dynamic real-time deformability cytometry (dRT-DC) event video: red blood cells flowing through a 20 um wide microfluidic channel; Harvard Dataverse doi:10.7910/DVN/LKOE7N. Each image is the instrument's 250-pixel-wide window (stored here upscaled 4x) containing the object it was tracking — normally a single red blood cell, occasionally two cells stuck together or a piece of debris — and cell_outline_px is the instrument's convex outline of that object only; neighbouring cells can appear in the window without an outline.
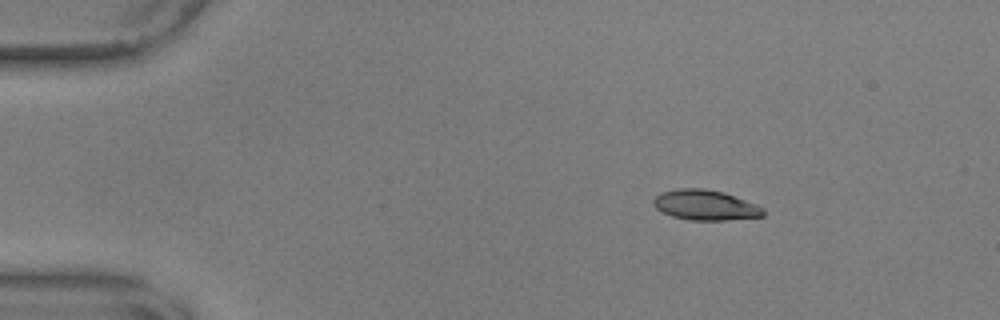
{"species": "common noctule bat (a hibernating species)", "species_latin": "Nyctalus noctula", "temperature_condition": "warm", "stored_images_in_passage": 6, "camera_frame_rate_fps": 3000, "um_per_image_px": 0.085, "animal": {"sex": "male", "body_mass_g": 17.9, "forearm_length_mm": 54.2}, "frame": {"image": 1, "passage_image": 1, "time_ms": 0.0, "image_size_px": [1000, 320], "cell_outline_px": [[764, 216], [728, 220], [692, 220], [672, 216], [656, 208], [652, 204], [652, 200], [660, 192], [676, 188], [704, 188], [724, 192], [756, 204], [764, 208]], "centroid_in_image_um": [59.94, 17.42], "position_along_channel_um": 25.1, "area_um2": 19.42}}